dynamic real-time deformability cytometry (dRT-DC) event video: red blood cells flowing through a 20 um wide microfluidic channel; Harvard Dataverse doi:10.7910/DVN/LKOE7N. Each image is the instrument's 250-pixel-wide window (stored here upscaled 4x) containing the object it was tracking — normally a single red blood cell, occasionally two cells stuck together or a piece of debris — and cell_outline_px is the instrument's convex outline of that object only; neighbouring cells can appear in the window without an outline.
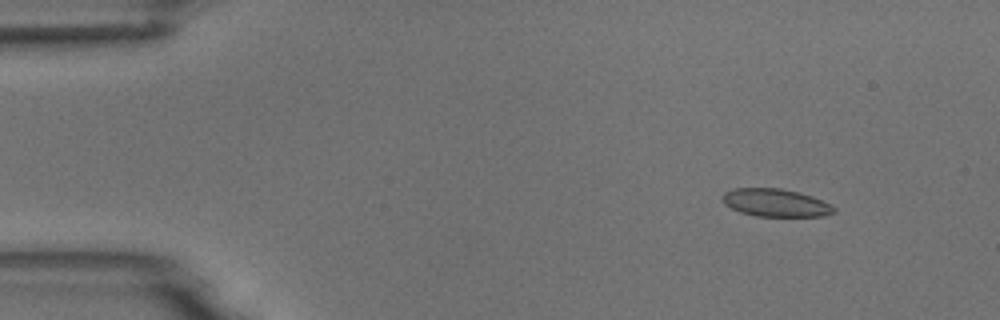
{"species": "common noctule bat (a hibernating species)", "species_latin": "Nyctalus noctula", "temperature_condition": "room temperature", "stored_images_in_passage": 4, "camera_frame_rate_fps": 3000, "um_per_image_px": 0.085, "animal": {"sex": "male", "body_mass_g": 18.8}, "frame": {"image": 1, "passage_image": 1, "time_ms": 0.0, "image_size_px": [1000, 320], "cell_outline_px": [[836, 212], [824, 216], [756, 216], [740, 212], [724, 204], [724, 192], [736, 188], [780, 188], [800, 192], [812, 196], [836, 208]], "centroid_in_image_um": [65.94, 17.23], "position_along_channel_um": 19.1, "area_um2": 17.92}}
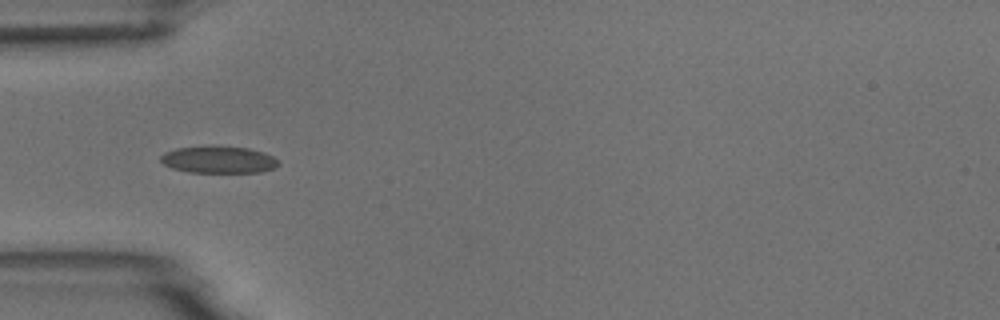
{"frame": {"image": 2, "passage_image": 4, "time_ms": 3.667, "image_size_px": [1000, 320], "cell_outline_px": [[280, 164], [272, 168], [260, 172], [188, 172], [172, 168], [164, 164], [160, 160], [160, 156], [164, 152], [176, 148], [208, 144], [216, 144], [248, 148], [264, 152], [272, 156]], "centroid_in_image_um": [18.53, 13.53], "position_along_channel_um": 66.5, "area_um2": 18.96}}